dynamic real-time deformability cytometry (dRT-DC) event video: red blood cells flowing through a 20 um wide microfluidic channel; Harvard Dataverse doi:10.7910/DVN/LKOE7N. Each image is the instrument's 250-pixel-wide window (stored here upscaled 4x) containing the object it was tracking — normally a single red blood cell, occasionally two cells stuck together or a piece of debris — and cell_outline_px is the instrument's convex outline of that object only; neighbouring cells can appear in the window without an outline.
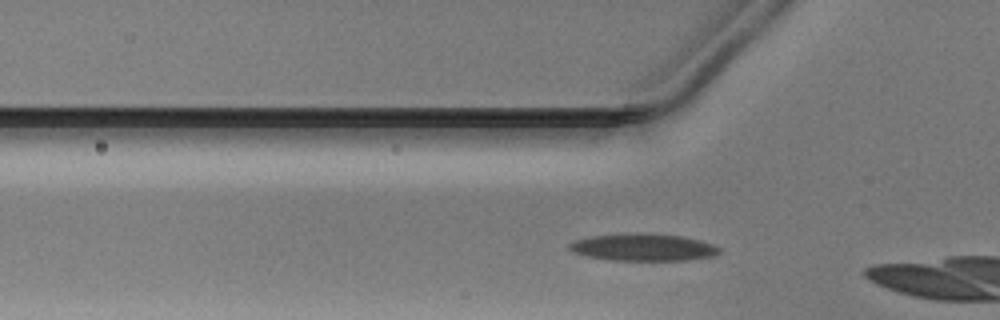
{"species": "Egyptian fruit bat (a non-hibernating species)", "species_latin": "Rousettus aegyptiacus", "temperature_condition": "warm", "stored_images_in_passage": 4, "camera_frame_rate_fps": 3000, "um_per_image_px": 0.085, "animal": {"sex": "male"}, "frame": {"image": 1, "passage_image": 2, "time_ms": 0.333, "image_size_px": [1000, 320], "cell_outline_px": [[720, 252], [712, 256], [688, 260], [612, 260], [588, 256], [572, 252], [568, 248], [568, 244], [576, 240], [592, 236], [632, 232], [652, 232], [684, 236], [700, 240], [712, 244], [720, 248]], "centroid_in_image_um": [54.68, 21.0], "position_along_channel_um": 71.1, "area_um2": 24.04}}